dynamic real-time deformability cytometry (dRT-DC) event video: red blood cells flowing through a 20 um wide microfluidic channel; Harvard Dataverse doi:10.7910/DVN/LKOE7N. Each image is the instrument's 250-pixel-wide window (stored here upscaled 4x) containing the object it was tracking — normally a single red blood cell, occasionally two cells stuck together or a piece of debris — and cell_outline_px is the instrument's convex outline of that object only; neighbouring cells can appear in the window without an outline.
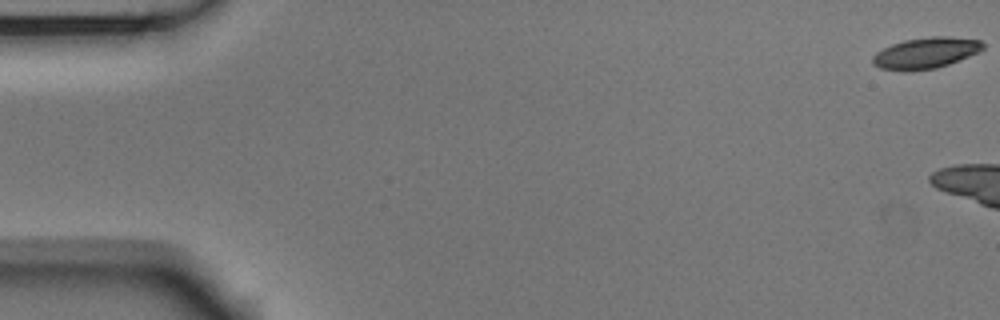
{"species": "Egyptian fruit bat (a non-hibernating species)", "species_latin": "Rousettus aegyptiacus", "temperature_condition": "room temperature", "stored_images_in_passage": 6, "camera_frame_rate_fps": 3000, "um_per_image_px": 0.085, "animal": {"sex": "male"}, "frame": {"image": 1, "passage_image": 1, "time_ms": 0.0, "image_size_px": [1000, 320], "cell_outline_px": [[984, 48], [980, 52], [948, 64], [936, 68], [908, 72], [900, 72], [880, 68], [872, 64], [872, 56], [876, 52], [892, 44], [904, 40], [932, 36], [948, 36], [980, 40], [984, 44]], "centroid_in_image_um": [78.66, 4.52], "position_along_channel_um": 6.3, "area_um2": 20.23}}